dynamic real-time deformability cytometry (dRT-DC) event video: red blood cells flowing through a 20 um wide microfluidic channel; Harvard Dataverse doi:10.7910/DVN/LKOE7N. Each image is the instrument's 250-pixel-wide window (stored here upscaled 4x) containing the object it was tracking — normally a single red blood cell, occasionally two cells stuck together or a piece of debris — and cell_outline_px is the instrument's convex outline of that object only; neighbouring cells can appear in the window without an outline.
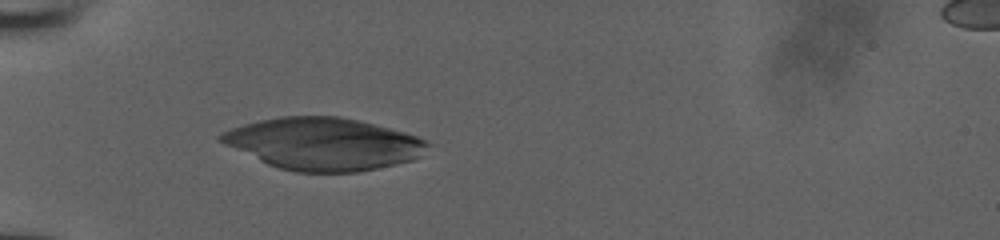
{"species": "human", "species_latin": "Homo sapiens", "temperature_condition": "room temperature", "stored_images_in_passage": 31, "camera_frame_rate_fps": 3000, "um_per_image_px": 0.085, "donor": {"sex": "male"}, "frame": {"image": 1, "passage_image": 1, "time_ms": 0.0, "image_size_px": [1000, 240], "cell_outline_px": [[432, 144], [420, 156], [412, 160], [376, 168], [356, 172], [296, 172], [280, 168], [268, 164], [224, 144], [216, 140], [216, 136], [220, 132], [244, 124], [260, 120], [280, 116], [340, 116], [360, 120], [404, 132], [416, 136]], "centroid_in_image_um": [27.47, 12.22], "position_along_channel_um": 57.5, "area_um2": 62.71}}
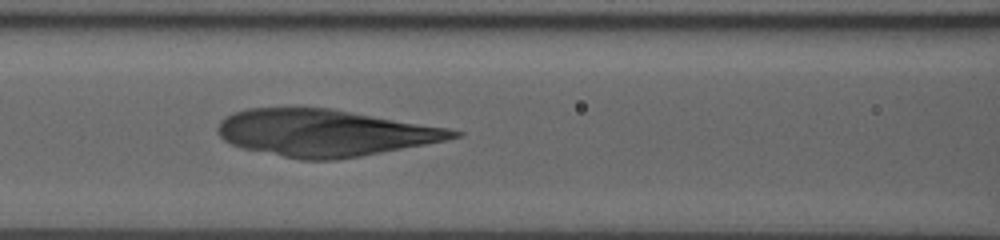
{"frame": {"image": 2, "passage_image": 8, "time_ms": 2.333, "image_size_px": [1000, 240], "cell_outline_px": [[464, 132], [460, 136], [448, 140], [360, 156], [336, 160], [300, 160], [244, 148], [232, 144], [224, 140], [216, 132], [216, 128], [220, 120], [224, 116], [232, 112], [248, 108], [332, 108], [448, 128]], "centroid_in_image_um": [27.57, 11.29], "position_along_channel_um": 139.0, "area_um2": 64.22}}
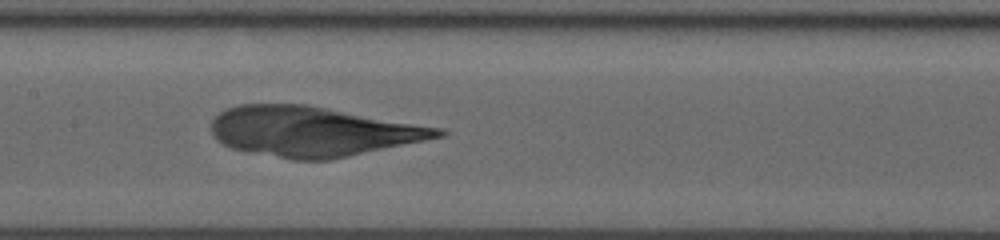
{"frame": {"image": 3, "passage_image": 11, "time_ms": 3.333, "image_size_px": [1000, 240], "cell_outline_px": [[448, 132], [444, 136], [348, 156], [328, 160], [292, 160], [232, 148], [216, 140], [212, 136], [212, 120], [220, 112], [228, 108], [240, 104], [308, 104], [444, 128]], "centroid_in_image_um": [26.59, 11.16], "position_along_channel_um": 180.8, "area_um2": 65.89}}